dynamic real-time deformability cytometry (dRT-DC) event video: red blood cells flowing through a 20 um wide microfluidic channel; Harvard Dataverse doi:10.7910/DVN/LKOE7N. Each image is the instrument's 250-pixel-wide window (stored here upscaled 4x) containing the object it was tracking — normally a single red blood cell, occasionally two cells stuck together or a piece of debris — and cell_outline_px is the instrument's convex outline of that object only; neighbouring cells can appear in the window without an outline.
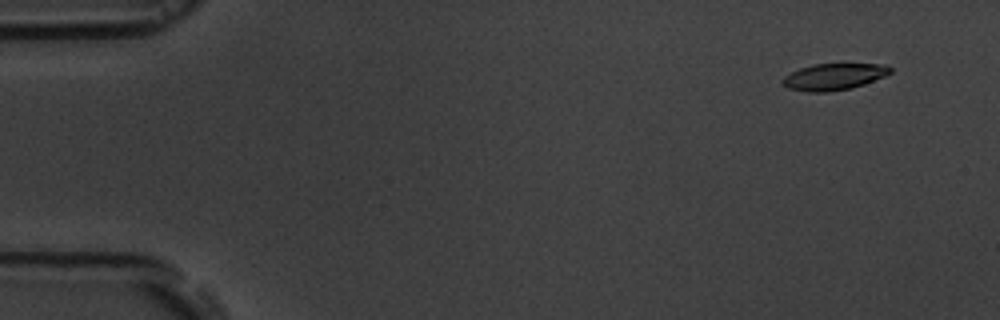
{"species": "common noctule bat (a hibernating species)", "species_latin": "Nyctalus noctula", "temperature_condition": "room temperature", "stored_images_in_passage": 5, "camera_frame_rate_fps": 3000, "um_per_image_px": 0.085, "animal": {"sex": "male", "body_mass_g": 19.5, "forearm_length_mm": 54.6}, "frame": {"image": 1, "passage_image": 2, "time_ms": 1.0, "image_size_px": [1000, 320], "cell_outline_px": [[892, 72], [884, 76], [864, 84], [852, 88], [828, 92], [808, 92], [788, 88], [780, 84], [784, 76], [800, 68], [812, 64], [884, 64], [892, 68]], "centroid_in_image_um": [70.86, 6.52], "position_along_channel_um": 14.1, "area_um2": 16.7}}
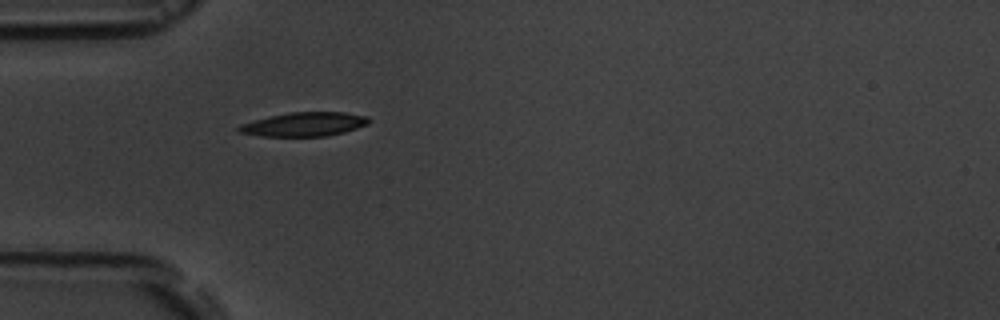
{"frame": {"image": 2, "passage_image": 5, "time_ms": 5.333, "image_size_px": [1000, 320], "cell_outline_px": [[372, 120], [368, 124], [344, 132], [328, 136], [260, 136], [236, 132], [236, 128], [240, 124], [268, 116], [288, 112], [344, 112], [368, 116]], "centroid_in_image_um": [25.84, 10.56], "position_along_channel_um": 59.2, "area_um2": 18.38}}